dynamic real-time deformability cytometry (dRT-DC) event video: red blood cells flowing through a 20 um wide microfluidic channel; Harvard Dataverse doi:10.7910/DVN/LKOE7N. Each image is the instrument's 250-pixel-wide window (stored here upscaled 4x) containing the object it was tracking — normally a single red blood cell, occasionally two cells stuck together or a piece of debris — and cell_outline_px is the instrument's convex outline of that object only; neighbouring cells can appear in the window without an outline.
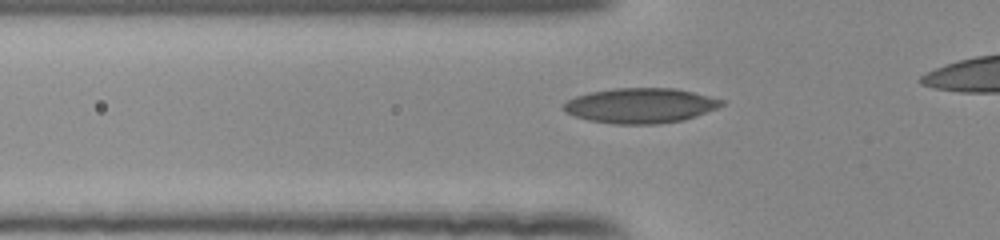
{"species": "human", "species_latin": "Homo sapiens", "temperature_condition": "room temperature", "stored_images_in_passage": 40, "camera_frame_rate_fps": 3000, "um_per_image_px": 0.085, "donor": {"sex": "female"}, "frame": {"image": 1, "passage_image": 13, "time_ms": 4.0, "image_size_px": [1000, 240], "cell_outline_px": [[724, 104], [716, 108], [696, 116], [684, 120], [656, 124], [616, 124], [588, 120], [564, 112], [560, 108], [568, 100], [576, 96], [588, 92], [616, 88], [676, 88], [724, 100]], "centroid_in_image_um": [54.41, 8.97], "position_along_channel_um": 71.4, "area_um2": 32.25}}
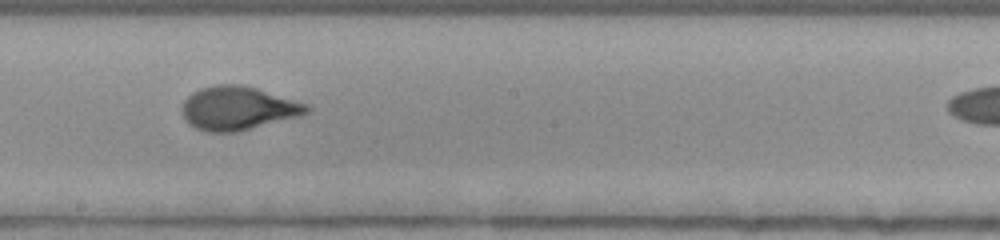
{"frame": {"image": 2, "passage_image": 25, "time_ms": 8.0, "image_size_px": [1000, 240], "cell_outline_px": [[312, 108], [304, 116], [236, 132], [208, 132], [196, 128], [188, 124], [184, 120], [184, 100], [192, 92], [200, 88], [216, 84], [240, 84], [256, 88], [308, 104]], "centroid_in_image_um": [20.27, 9.21], "position_along_channel_um": 227.9, "area_um2": 31.85}}
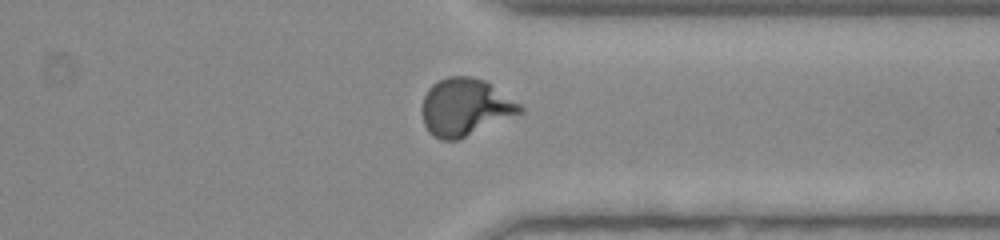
{"frame": {"image": 3, "passage_image": 36, "time_ms": 11.667, "image_size_px": [1000, 240], "cell_outline_px": [[524, 112], [456, 140], [440, 140], [428, 132], [424, 124], [420, 108], [424, 96], [428, 88], [432, 84], [448, 76], [468, 76], [484, 80], [520, 104], [524, 108]], "centroid_in_image_um": [39.5, 9.11], "position_along_channel_um": 371.9, "area_um2": 32.6}}